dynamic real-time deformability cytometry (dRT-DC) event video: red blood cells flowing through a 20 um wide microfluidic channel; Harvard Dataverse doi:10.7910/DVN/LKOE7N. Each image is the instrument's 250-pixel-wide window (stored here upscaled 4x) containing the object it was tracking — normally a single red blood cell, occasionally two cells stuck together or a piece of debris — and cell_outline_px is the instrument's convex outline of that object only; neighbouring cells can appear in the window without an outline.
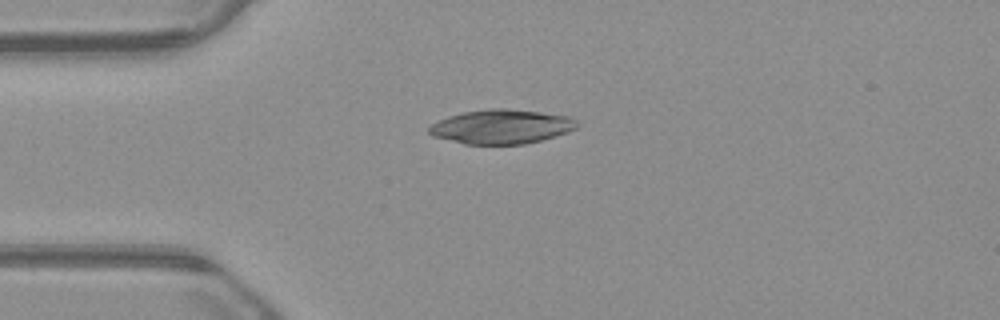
{"species": "common noctule bat (a hibernating species)", "species_latin": "Nyctalus noctula", "temperature_condition": "warm", "stored_images_in_passage": 41, "camera_frame_rate_fps": 3000, "um_per_image_px": 0.085, "animal": {"sex": "male", "body_mass_g": 23.1, "forearm_length_mm": 52.7}, "frame": {"image": 1, "passage_image": 1, "time_ms": 0.0, "image_size_px": [1000, 320], "cell_outline_px": [[580, 124], [576, 128], [568, 132], [556, 136], [524, 144], [464, 144], [432, 136], [428, 132], [428, 128], [432, 124], [448, 116], [464, 112], [488, 108], [508, 108], [572, 116]], "centroid_in_image_um": [42.65, 10.76], "position_along_channel_um": 42.4, "area_um2": 29.71}}
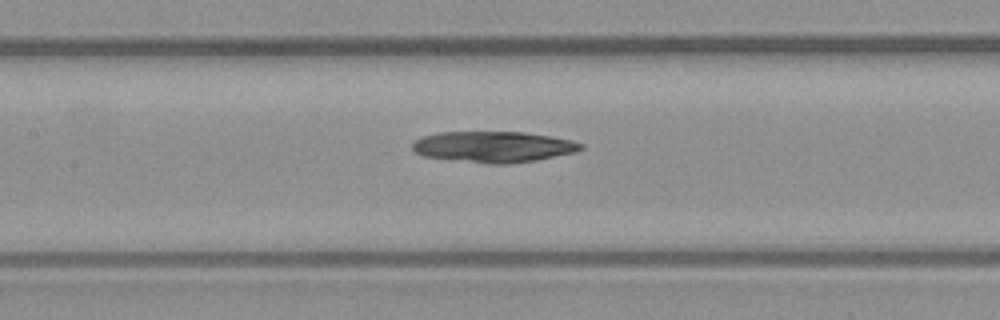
{"frame": {"image": 2, "passage_image": 12, "time_ms": 3.667, "image_size_px": [1000, 320], "cell_outline_px": [[584, 148], [576, 152], [536, 160], [508, 164], [488, 164], [424, 156], [416, 152], [412, 148], [412, 144], [416, 140], [424, 136], [440, 132], [524, 132], [552, 136], [572, 140], [584, 144]], "centroid_in_image_um": [41.99, 12.48], "position_along_channel_um": 165.4, "area_um2": 30.4}}
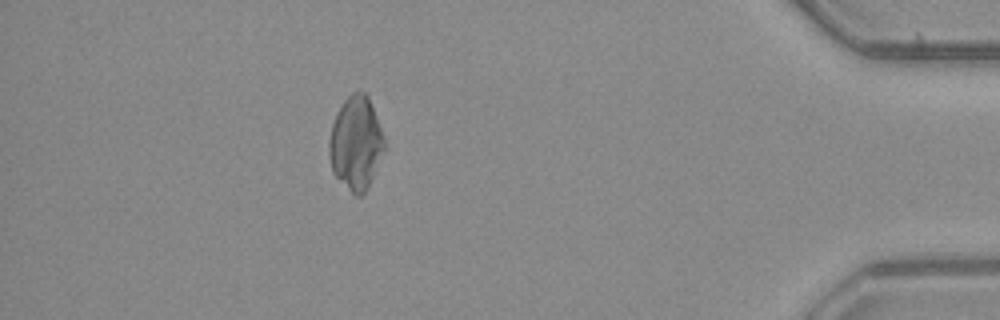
{"frame": {"image": 3, "passage_image": 35, "time_ms": 11.333, "image_size_px": [1000, 320], "cell_outline_px": [[384, 148], [368, 188], [360, 196], [356, 196], [332, 172], [328, 152], [328, 140], [332, 124], [344, 100], [352, 92], [368, 92], [384, 136]], "centroid_in_image_um": [30.24, 12.13], "position_along_channel_um": 405.0, "area_um2": 29.88}}